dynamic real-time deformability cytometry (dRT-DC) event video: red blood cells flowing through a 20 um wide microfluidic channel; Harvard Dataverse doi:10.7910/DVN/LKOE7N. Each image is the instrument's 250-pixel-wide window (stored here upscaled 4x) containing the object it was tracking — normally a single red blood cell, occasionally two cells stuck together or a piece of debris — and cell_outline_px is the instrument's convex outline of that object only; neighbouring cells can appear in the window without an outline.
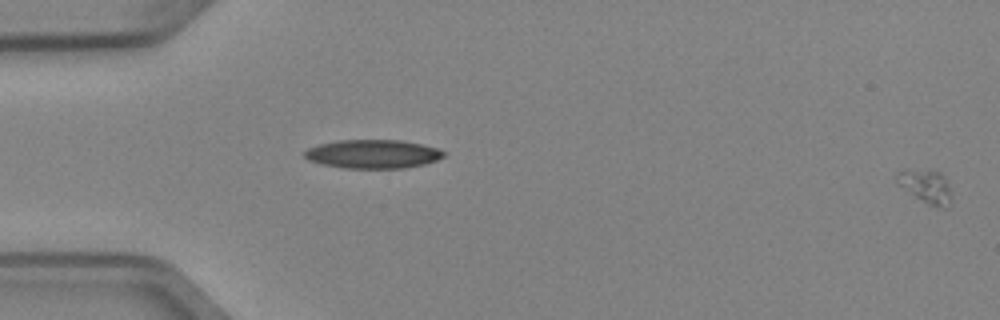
{"species": "Egyptian fruit bat (a non-hibernating species)", "species_latin": "Rousettus aegyptiacus", "temperature_condition": "cold", "stored_images_in_passage": 54, "camera_frame_rate_fps": 3000, "um_per_image_px": 0.085, "animal": {"sex": "female"}, "frame": {"image": 1, "passage_image": 1, "time_ms": 0.0, "image_size_px": [1000, 320], "cell_outline_px": [[952, 200], [948, 208], [944, 208], [928, 204], [920, 200], [896, 184], [896, 172], [940, 172], [944, 176], [952, 192]], "centroid_in_image_um": [78.76, 15.92], "position_along_channel_um": 6.2, "area_um2": 10.35}}